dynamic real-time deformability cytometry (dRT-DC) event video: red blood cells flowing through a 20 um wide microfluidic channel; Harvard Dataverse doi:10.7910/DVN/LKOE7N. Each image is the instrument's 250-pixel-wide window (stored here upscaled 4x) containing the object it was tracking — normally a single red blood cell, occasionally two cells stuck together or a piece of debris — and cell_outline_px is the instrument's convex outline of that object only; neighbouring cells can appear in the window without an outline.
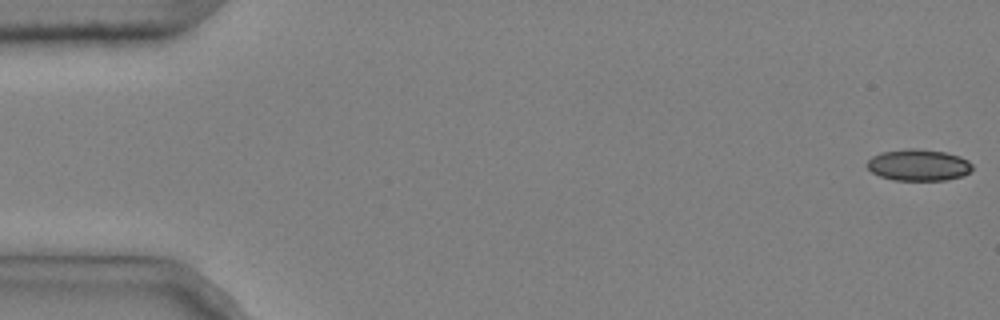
{"species": "common noctule bat (a hibernating species)", "species_latin": "Nyctalus noctula", "temperature_condition": "cold", "stored_images_in_passage": 9, "camera_frame_rate_fps": 3000, "um_per_image_px": 0.085, "animal": {"sex": "male", "body_mass_g": 20.4}, "frame": {"image": 1, "passage_image": 1, "time_ms": 0.0, "image_size_px": [1000, 320], "cell_outline_px": [[972, 168], [968, 172], [960, 176], [944, 180], [892, 180], [880, 176], [872, 172], [864, 164], [872, 156], [880, 152], [908, 148], [916, 148], [944, 152], [960, 156], [968, 160], [972, 164]], "centroid_in_image_um": [78.02, 14.02], "position_along_channel_um": 7.0, "area_um2": 19.36}}
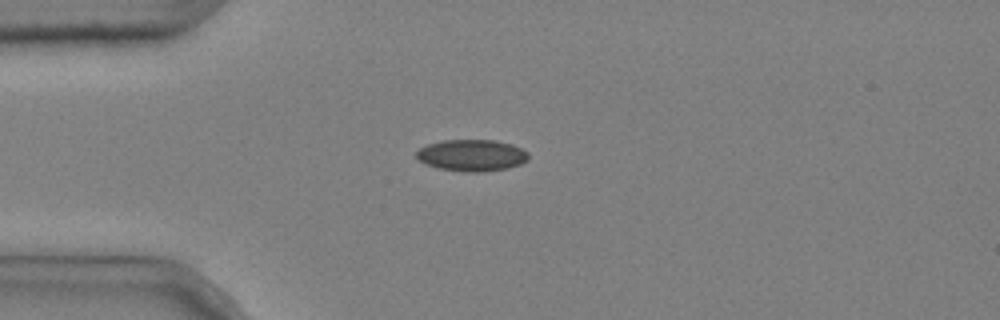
{"frame": {"image": 2, "passage_image": 4, "time_ms": 1.0, "image_size_px": [1000, 320], "cell_outline_px": [[528, 160], [520, 164], [508, 168], [484, 172], [464, 172], [440, 168], [424, 164], [416, 156], [416, 152], [420, 148], [428, 144], [444, 140], [496, 140], [512, 144], [528, 152]], "centroid_in_image_um": [40.11, 13.2], "position_along_channel_um": 44.9, "area_um2": 20.69}}
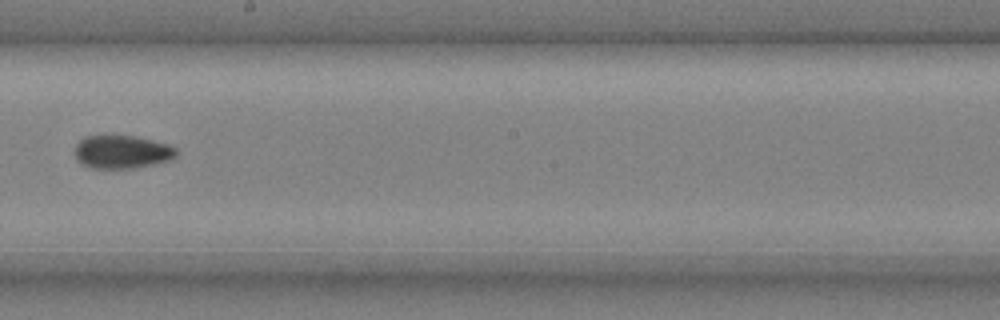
{"frame": {"image": 3, "passage_image": 9, "time_ms": 2.667, "image_size_px": [1000, 320], "cell_outline_px": [[176, 156], [168, 160], [152, 164], [132, 168], [92, 168], [80, 164], [76, 160], [76, 144], [84, 136], [136, 136], [168, 144], [176, 148]], "centroid_in_image_um": [10.34, 12.91], "position_along_channel_um": 237.9, "area_um2": 19.48}}